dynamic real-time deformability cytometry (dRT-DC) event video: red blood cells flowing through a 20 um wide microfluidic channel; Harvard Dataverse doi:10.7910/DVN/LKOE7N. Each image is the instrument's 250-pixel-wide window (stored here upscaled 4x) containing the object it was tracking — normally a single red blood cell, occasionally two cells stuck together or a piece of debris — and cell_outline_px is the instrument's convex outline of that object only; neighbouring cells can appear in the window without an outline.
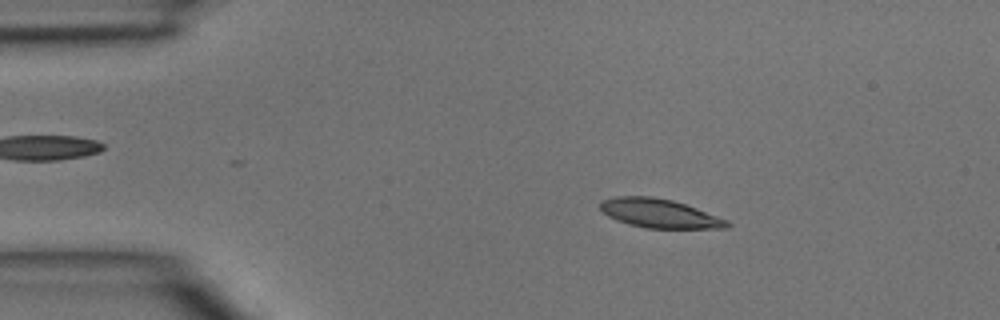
{"species": "common noctule bat (a hibernating species)", "species_latin": "Nyctalus noctula", "temperature_condition": "room temperature", "stored_images_in_passage": 12, "camera_frame_rate_fps": 3000, "um_per_image_px": 0.085, "animal": {"sex": "male", "body_mass_g": 15.6}, "frame": {"image": 1, "passage_image": 7, "time_ms": 2.0, "image_size_px": [1000, 320], "cell_outline_px": [[732, 224], [728, 228], [648, 228], [628, 224], [616, 220], [608, 216], [600, 208], [600, 200], [616, 196], [652, 196], [672, 200], [696, 208], [728, 220]], "centroid_in_image_um": [56.04, 18.13], "position_along_channel_um": 29.0, "area_um2": 21.33}}